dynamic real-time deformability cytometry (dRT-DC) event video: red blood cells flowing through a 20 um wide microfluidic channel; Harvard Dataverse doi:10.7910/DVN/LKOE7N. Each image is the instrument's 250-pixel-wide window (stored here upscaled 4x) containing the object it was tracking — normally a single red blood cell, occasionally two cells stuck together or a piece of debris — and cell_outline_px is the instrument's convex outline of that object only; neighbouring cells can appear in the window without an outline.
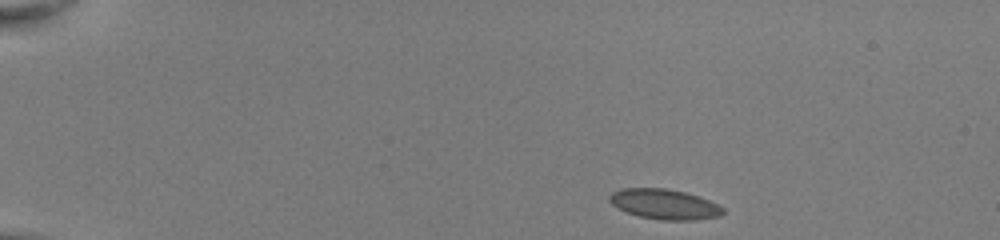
{"species": "common noctule bat (a hibernating species)", "species_latin": "Nyctalus noctula", "temperature_condition": "room temperature", "stored_images_in_passage": 44, "camera_frame_rate_fps": 3000, "um_per_image_px": 0.085, "animal": {"sex": "female", "body_mass_g": 22.0, "forearm_length_mm": 56.7}, "frame": {"image": 1, "passage_image": 1, "time_ms": 0.0, "image_size_px": [1000, 240], "cell_outline_px": [[724, 212], [720, 216], [696, 220], [660, 220], [640, 216], [628, 212], [612, 204], [608, 200], [608, 196], [612, 192], [620, 188], [664, 188], [684, 192], [708, 200], [724, 208]], "centroid_in_image_um": [56.46, 17.35], "position_along_channel_um": 28.5, "area_um2": 19.77}}
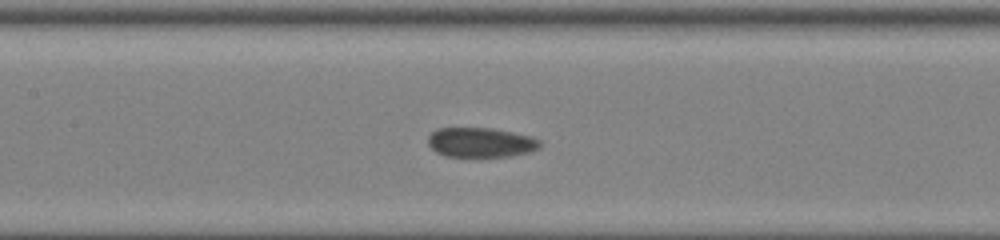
{"frame": {"image": 2, "passage_image": 19, "time_ms": 6.0, "image_size_px": [1000, 240], "cell_outline_px": [[540, 148], [532, 152], [508, 156], [448, 156], [436, 152], [428, 144], [428, 136], [432, 132], [440, 128], [492, 128], [532, 136], [540, 140]], "centroid_in_image_um": [40.9, 12.1], "position_along_channel_um": 166.5, "area_um2": 19.31}}
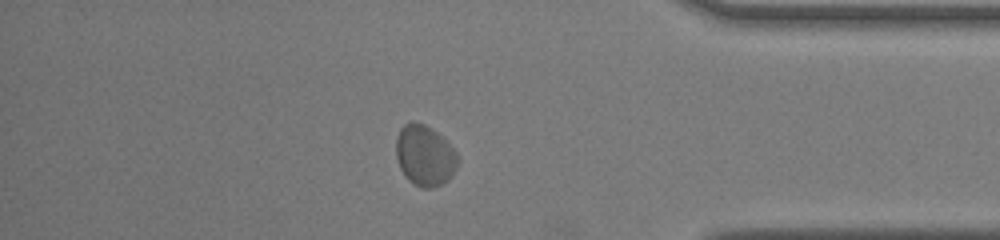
{"frame": {"image": 3, "passage_image": 38, "time_ms": 12.333, "image_size_px": [1000, 240], "cell_outline_px": [[456, 168], [448, 180], [432, 188], [420, 188], [412, 184], [404, 176], [400, 168], [396, 156], [396, 140], [400, 128], [404, 124], [424, 124], [436, 132], [456, 152]], "centroid_in_image_um": [36.07, 13.27], "position_along_channel_um": 399.1, "area_um2": 21.39}, "authors_computed_cell_mechanics": {"area_um2": 20.1144, "velocity_mm_per_s": 3.935, "shape_relaxation_time_tau1_ms": 3.3952, "shape_relaxation_time_tau2_ms": 1.6448, "deformation_change_tau1": 0.0449, "deformation_change_tau2": 0.0449}}